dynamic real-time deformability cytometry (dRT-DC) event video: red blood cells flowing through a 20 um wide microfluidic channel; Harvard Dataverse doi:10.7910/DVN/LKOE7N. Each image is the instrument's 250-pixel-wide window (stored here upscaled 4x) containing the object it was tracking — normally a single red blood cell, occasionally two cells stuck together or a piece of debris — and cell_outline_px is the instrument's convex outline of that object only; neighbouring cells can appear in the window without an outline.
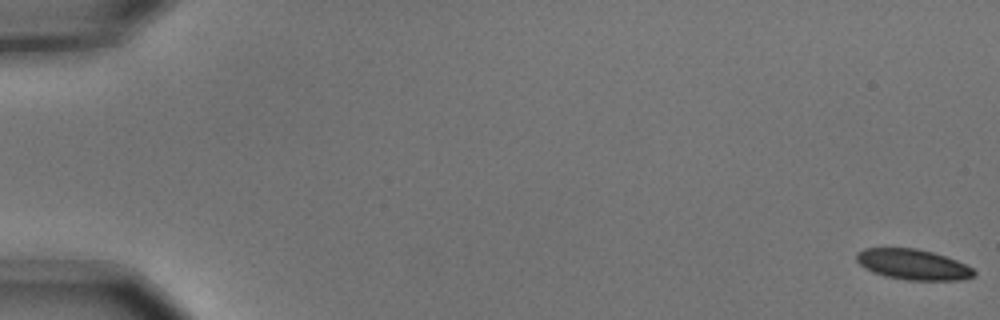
{"species": "common noctule bat (a hibernating species)", "species_latin": "Nyctalus noctula", "temperature_condition": "cold", "stored_images_in_passage": 5, "camera_frame_rate_fps": 3000, "um_per_image_px": 0.085, "animal": {"sex": "male", "body_mass_g": 15.6}, "frame": {"image": 1, "passage_image": 1, "time_ms": 0.0, "image_size_px": [1000, 320], "cell_outline_px": [[976, 272], [972, 276], [960, 280], [908, 280], [884, 276], [872, 272], [864, 268], [856, 260], [856, 252], [864, 248], [916, 248], [932, 252], [956, 260], [972, 268]], "centroid_in_image_um": [77.55, 22.48], "position_along_channel_um": 7.4, "area_um2": 20.81}}
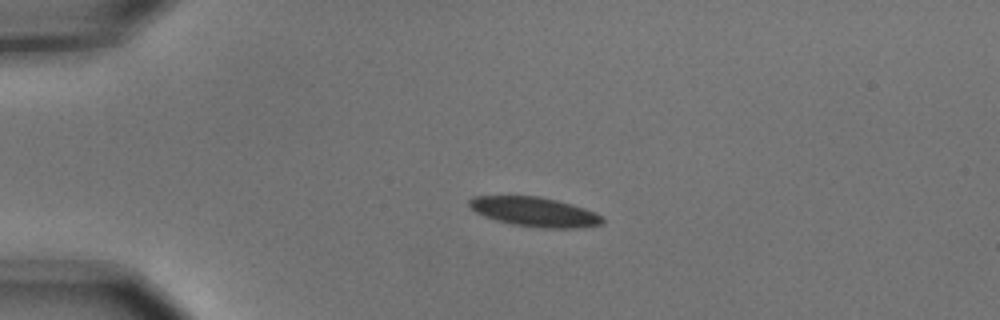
{"frame": {"image": 2, "passage_image": 4, "time_ms": 1.0, "image_size_px": [1000, 320], "cell_outline_px": [[604, 224], [580, 228], [544, 228], [512, 224], [496, 220], [484, 216], [476, 212], [468, 204], [468, 200], [472, 196], [540, 196], [572, 204], [596, 212], [604, 220]], "centroid_in_image_um": [45.45, 18.01], "position_along_channel_um": 39.5, "area_um2": 22.89}}